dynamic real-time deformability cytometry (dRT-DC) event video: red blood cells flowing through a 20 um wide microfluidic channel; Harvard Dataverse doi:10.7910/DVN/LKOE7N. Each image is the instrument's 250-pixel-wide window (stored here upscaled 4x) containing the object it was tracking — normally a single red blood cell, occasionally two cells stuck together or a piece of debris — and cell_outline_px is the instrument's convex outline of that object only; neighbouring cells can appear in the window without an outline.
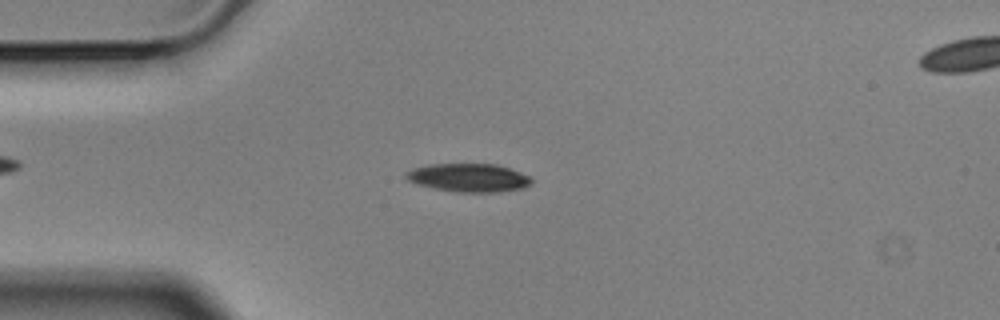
{"species": "Egyptian fruit bat (a non-hibernating species)", "species_latin": "Rousettus aegyptiacus", "temperature_condition": "cold", "stored_images_in_passage": 6, "camera_frame_rate_fps": 3000, "um_per_image_px": 0.085, "animal": {"sex": "male"}, "frame": {"image": 1, "passage_image": 3, "time_ms": 0.667, "image_size_px": [1000, 320], "cell_outline_px": [[532, 184], [524, 188], [500, 192], [456, 192], [432, 188], [416, 184], [408, 180], [404, 176], [404, 172], [412, 168], [428, 164], [496, 164], [520, 172], [528, 176], [532, 180]], "centroid_in_image_um": [39.8, 15.11], "position_along_channel_um": 45.2, "area_um2": 20.92}}
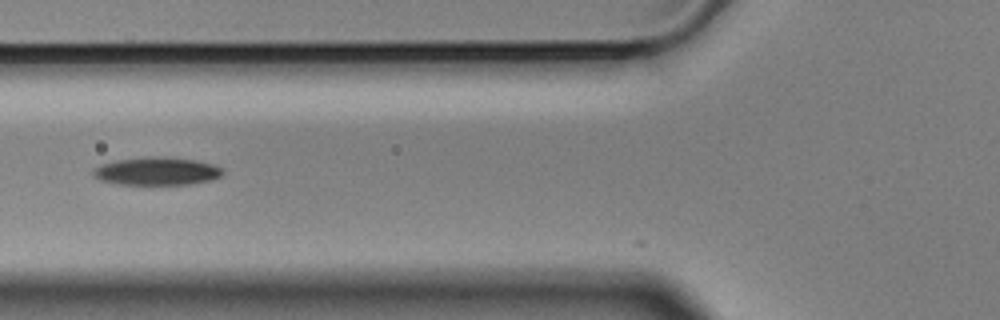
{"frame": {"image": 2, "passage_image": 5, "time_ms": 1.333, "image_size_px": [1000, 320], "cell_outline_px": [[224, 172], [220, 176], [212, 180], [192, 184], [116, 184], [100, 180], [92, 172], [100, 164], [116, 160], [196, 160], [212, 164], [220, 168]], "centroid_in_image_um": [13.34, 14.62], "position_along_channel_um": 112.5, "area_um2": 19.71}}